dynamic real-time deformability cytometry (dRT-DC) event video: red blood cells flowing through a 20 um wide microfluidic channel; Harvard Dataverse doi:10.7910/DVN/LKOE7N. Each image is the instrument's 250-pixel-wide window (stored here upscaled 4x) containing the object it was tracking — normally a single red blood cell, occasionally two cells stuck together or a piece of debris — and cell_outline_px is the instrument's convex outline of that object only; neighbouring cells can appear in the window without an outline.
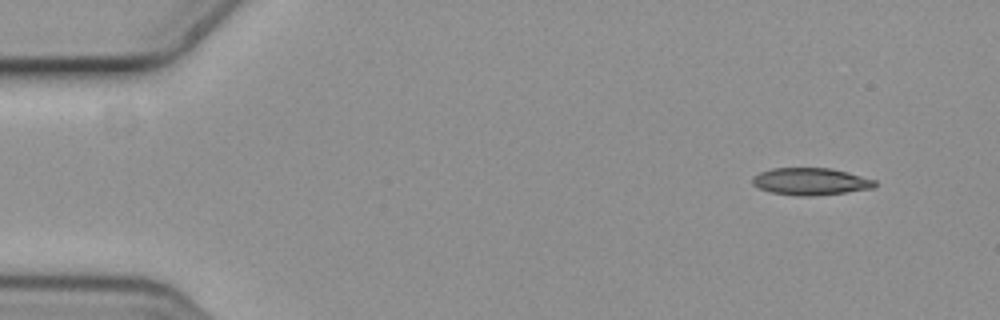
{"species": "common noctule bat (a hibernating species)", "species_latin": "Nyctalus noctula", "temperature_condition": "cold", "stored_images_in_passage": 5, "camera_frame_rate_fps": 3000, "um_per_image_px": 0.085, "animal": {"sex": "female", "body_mass_g": 19.3, "forearm_length_mm": 54.1}, "frame": {"image": 1, "passage_image": 1, "time_ms": 0.0, "image_size_px": [1000, 320], "cell_outline_px": [[876, 184], [872, 188], [844, 192], [812, 196], [800, 196], [772, 192], [760, 188], [752, 184], [752, 176], [760, 172], [772, 168], [832, 168], [876, 180]], "centroid_in_image_um": [68.88, 15.41], "position_along_channel_um": 16.1, "area_um2": 19.19}}
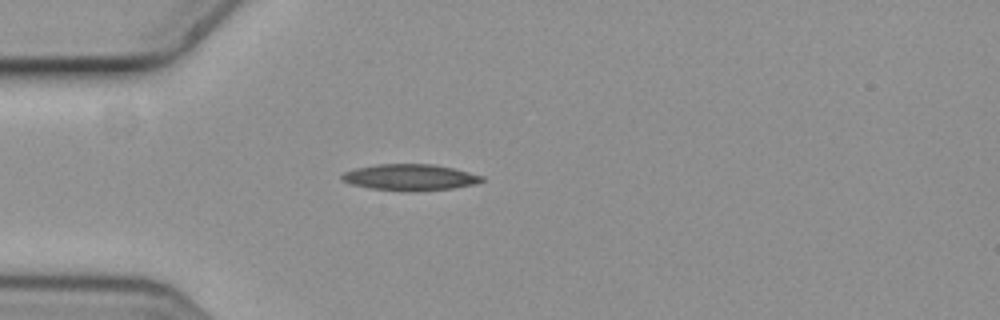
{"frame": {"image": 2, "passage_image": 4, "time_ms": 1.0, "image_size_px": [1000, 320], "cell_outline_px": [[484, 180], [472, 184], [452, 188], [412, 192], [372, 188], [352, 184], [340, 180], [340, 176], [344, 172], [356, 168], [376, 164], [432, 164], [452, 168], [484, 176]], "centroid_in_image_um": [34.82, 15.07], "position_along_channel_um": 50.2, "area_um2": 21.27}}